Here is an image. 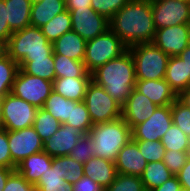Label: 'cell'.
I'll list each match as a JSON object with an SVG mask.
<instances>
[{"instance_id": "8992f818", "label": "cell", "mask_w": 190, "mask_h": 191, "mask_svg": "<svg viewBox=\"0 0 190 191\" xmlns=\"http://www.w3.org/2000/svg\"><path fill=\"white\" fill-rule=\"evenodd\" d=\"M127 50L126 45L109 28L94 39L87 40L84 65L88 73L103 66L109 60L119 57Z\"/></svg>"}, {"instance_id": "681fc988", "label": "cell", "mask_w": 190, "mask_h": 191, "mask_svg": "<svg viewBox=\"0 0 190 191\" xmlns=\"http://www.w3.org/2000/svg\"><path fill=\"white\" fill-rule=\"evenodd\" d=\"M66 10L92 9L91 0H65Z\"/></svg>"}, {"instance_id": "44dd1931", "label": "cell", "mask_w": 190, "mask_h": 191, "mask_svg": "<svg viewBox=\"0 0 190 191\" xmlns=\"http://www.w3.org/2000/svg\"><path fill=\"white\" fill-rule=\"evenodd\" d=\"M86 42L80 35L71 30L52 43L53 52L54 54L65 55L76 61H83Z\"/></svg>"}, {"instance_id": "11a10c76", "label": "cell", "mask_w": 190, "mask_h": 191, "mask_svg": "<svg viewBox=\"0 0 190 191\" xmlns=\"http://www.w3.org/2000/svg\"><path fill=\"white\" fill-rule=\"evenodd\" d=\"M2 101L3 98L0 97V129L4 128L3 116H2Z\"/></svg>"}, {"instance_id": "836d02e7", "label": "cell", "mask_w": 190, "mask_h": 191, "mask_svg": "<svg viewBox=\"0 0 190 191\" xmlns=\"http://www.w3.org/2000/svg\"><path fill=\"white\" fill-rule=\"evenodd\" d=\"M19 70V64L7 54L0 59V97L11 93V89Z\"/></svg>"}, {"instance_id": "8d00e7d4", "label": "cell", "mask_w": 190, "mask_h": 191, "mask_svg": "<svg viewBox=\"0 0 190 191\" xmlns=\"http://www.w3.org/2000/svg\"><path fill=\"white\" fill-rule=\"evenodd\" d=\"M145 187L140 176L116 174L114 181L105 191H144Z\"/></svg>"}, {"instance_id": "4fadbf2b", "label": "cell", "mask_w": 190, "mask_h": 191, "mask_svg": "<svg viewBox=\"0 0 190 191\" xmlns=\"http://www.w3.org/2000/svg\"><path fill=\"white\" fill-rule=\"evenodd\" d=\"M72 20V31L84 40L94 39L109 29V20L93 9L68 10Z\"/></svg>"}, {"instance_id": "9f6ffc18", "label": "cell", "mask_w": 190, "mask_h": 191, "mask_svg": "<svg viewBox=\"0 0 190 191\" xmlns=\"http://www.w3.org/2000/svg\"><path fill=\"white\" fill-rule=\"evenodd\" d=\"M33 191H42V190L38 188L36 185H33Z\"/></svg>"}, {"instance_id": "816d5d0a", "label": "cell", "mask_w": 190, "mask_h": 191, "mask_svg": "<svg viewBox=\"0 0 190 191\" xmlns=\"http://www.w3.org/2000/svg\"><path fill=\"white\" fill-rule=\"evenodd\" d=\"M16 169L0 167V191L6 186L9 175Z\"/></svg>"}, {"instance_id": "db71d44e", "label": "cell", "mask_w": 190, "mask_h": 191, "mask_svg": "<svg viewBox=\"0 0 190 191\" xmlns=\"http://www.w3.org/2000/svg\"><path fill=\"white\" fill-rule=\"evenodd\" d=\"M7 54L6 43L0 41V59L3 58Z\"/></svg>"}, {"instance_id": "d6a6232c", "label": "cell", "mask_w": 190, "mask_h": 191, "mask_svg": "<svg viewBox=\"0 0 190 191\" xmlns=\"http://www.w3.org/2000/svg\"><path fill=\"white\" fill-rule=\"evenodd\" d=\"M65 124L79 129L83 134L89 133L93 123L84 101L76 102L71 100L70 118L67 119Z\"/></svg>"}, {"instance_id": "74e56055", "label": "cell", "mask_w": 190, "mask_h": 191, "mask_svg": "<svg viewBox=\"0 0 190 191\" xmlns=\"http://www.w3.org/2000/svg\"><path fill=\"white\" fill-rule=\"evenodd\" d=\"M138 144V148L145 158L147 163L163 161L164 153L166 149L162 145L161 141H151V140H134Z\"/></svg>"}, {"instance_id": "ba28073f", "label": "cell", "mask_w": 190, "mask_h": 191, "mask_svg": "<svg viewBox=\"0 0 190 191\" xmlns=\"http://www.w3.org/2000/svg\"><path fill=\"white\" fill-rule=\"evenodd\" d=\"M53 91V82L24 73L20 68L16 74L11 93L37 108H42Z\"/></svg>"}, {"instance_id": "f35d334b", "label": "cell", "mask_w": 190, "mask_h": 191, "mask_svg": "<svg viewBox=\"0 0 190 191\" xmlns=\"http://www.w3.org/2000/svg\"><path fill=\"white\" fill-rule=\"evenodd\" d=\"M171 115L173 124L190 138V109L176 99L171 105Z\"/></svg>"}, {"instance_id": "f6af8a7d", "label": "cell", "mask_w": 190, "mask_h": 191, "mask_svg": "<svg viewBox=\"0 0 190 191\" xmlns=\"http://www.w3.org/2000/svg\"><path fill=\"white\" fill-rule=\"evenodd\" d=\"M13 31L9 28L6 21V5L5 0H0V41L7 43Z\"/></svg>"}, {"instance_id": "d4e9b609", "label": "cell", "mask_w": 190, "mask_h": 191, "mask_svg": "<svg viewBox=\"0 0 190 191\" xmlns=\"http://www.w3.org/2000/svg\"><path fill=\"white\" fill-rule=\"evenodd\" d=\"M164 79L177 96L188 88L187 68L179 56L169 58Z\"/></svg>"}, {"instance_id": "83f0119b", "label": "cell", "mask_w": 190, "mask_h": 191, "mask_svg": "<svg viewBox=\"0 0 190 191\" xmlns=\"http://www.w3.org/2000/svg\"><path fill=\"white\" fill-rule=\"evenodd\" d=\"M174 174L166 167L163 161L147 163L140 176L145 190H153L169 180Z\"/></svg>"}, {"instance_id": "6da1fadb", "label": "cell", "mask_w": 190, "mask_h": 191, "mask_svg": "<svg viewBox=\"0 0 190 191\" xmlns=\"http://www.w3.org/2000/svg\"><path fill=\"white\" fill-rule=\"evenodd\" d=\"M109 28L127 48L136 44L153 42L156 28L151 1L130 0L109 20Z\"/></svg>"}, {"instance_id": "4316f807", "label": "cell", "mask_w": 190, "mask_h": 191, "mask_svg": "<svg viewBox=\"0 0 190 191\" xmlns=\"http://www.w3.org/2000/svg\"><path fill=\"white\" fill-rule=\"evenodd\" d=\"M54 70L56 78H91L83 61H76L65 55L54 54Z\"/></svg>"}, {"instance_id": "f546056e", "label": "cell", "mask_w": 190, "mask_h": 191, "mask_svg": "<svg viewBox=\"0 0 190 191\" xmlns=\"http://www.w3.org/2000/svg\"><path fill=\"white\" fill-rule=\"evenodd\" d=\"M43 35L53 43L66 32L72 30L71 15L68 10L57 14L52 20L41 27Z\"/></svg>"}, {"instance_id": "b9f144b4", "label": "cell", "mask_w": 190, "mask_h": 191, "mask_svg": "<svg viewBox=\"0 0 190 191\" xmlns=\"http://www.w3.org/2000/svg\"><path fill=\"white\" fill-rule=\"evenodd\" d=\"M188 160L187 151L166 150L163 163L176 175Z\"/></svg>"}, {"instance_id": "1f68e13d", "label": "cell", "mask_w": 190, "mask_h": 191, "mask_svg": "<svg viewBox=\"0 0 190 191\" xmlns=\"http://www.w3.org/2000/svg\"><path fill=\"white\" fill-rule=\"evenodd\" d=\"M61 123L55 119L48 111L43 108H38L36 118L33 123V127L37 134L41 137L42 141L45 142L53 134L58 131Z\"/></svg>"}, {"instance_id": "ab89813d", "label": "cell", "mask_w": 190, "mask_h": 191, "mask_svg": "<svg viewBox=\"0 0 190 191\" xmlns=\"http://www.w3.org/2000/svg\"><path fill=\"white\" fill-rule=\"evenodd\" d=\"M75 161L85 164L95 156L94 145L88 134H83L69 154Z\"/></svg>"}, {"instance_id": "7402d4cb", "label": "cell", "mask_w": 190, "mask_h": 191, "mask_svg": "<svg viewBox=\"0 0 190 191\" xmlns=\"http://www.w3.org/2000/svg\"><path fill=\"white\" fill-rule=\"evenodd\" d=\"M6 21L15 32L30 26L32 3L30 0H5Z\"/></svg>"}, {"instance_id": "f907efd6", "label": "cell", "mask_w": 190, "mask_h": 191, "mask_svg": "<svg viewBox=\"0 0 190 191\" xmlns=\"http://www.w3.org/2000/svg\"><path fill=\"white\" fill-rule=\"evenodd\" d=\"M184 62L187 68L188 75V87L190 86V45L187 46L179 55Z\"/></svg>"}, {"instance_id": "e575fe53", "label": "cell", "mask_w": 190, "mask_h": 191, "mask_svg": "<svg viewBox=\"0 0 190 191\" xmlns=\"http://www.w3.org/2000/svg\"><path fill=\"white\" fill-rule=\"evenodd\" d=\"M160 141L166 150L187 151L190 146V138L173 123Z\"/></svg>"}, {"instance_id": "7bdbcfd3", "label": "cell", "mask_w": 190, "mask_h": 191, "mask_svg": "<svg viewBox=\"0 0 190 191\" xmlns=\"http://www.w3.org/2000/svg\"><path fill=\"white\" fill-rule=\"evenodd\" d=\"M2 191H33V184L28 183L17 170H14Z\"/></svg>"}, {"instance_id": "cb8c5ba5", "label": "cell", "mask_w": 190, "mask_h": 191, "mask_svg": "<svg viewBox=\"0 0 190 191\" xmlns=\"http://www.w3.org/2000/svg\"><path fill=\"white\" fill-rule=\"evenodd\" d=\"M65 10V0H43L34 3L31 7L30 25L41 28Z\"/></svg>"}, {"instance_id": "5b68a950", "label": "cell", "mask_w": 190, "mask_h": 191, "mask_svg": "<svg viewBox=\"0 0 190 191\" xmlns=\"http://www.w3.org/2000/svg\"><path fill=\"white\" fill-rule=\"evenodd\" d=\"M135 64L136 80L164 79L170 56L153 42L136 44L127 48Z\"/></svg>"}, {"instance_id": "7c38bea8", "label": "cell", "mask_w": 190, "mask_h": 191, "mask_svg": "<svg viewBox=\"0 0 190 191\" xmlns=\"http://www.w3.org/2000/svg\"><path fill=\"white\" fill-rule=\"evenodd\" d=\"M172 123L171 105L158 106L146 121L131 129L132 140H161Z\"/></svg>"}, {"instance_id": "6f0895ef", "label": "cell", "mask_w": 190, "mask_h": 191, "mask_svg": "<svg viewBox=\"0 0 190 191\" xmlns=\"http://www.w3.org/2000/svg\"><path fill=\"white\" fill-rule=\"evenodd\" d=\"M187 157H188V159H190V146H189V148L187 149Z\"/></svg>"}, {"instance_id": "9a60e30c", "label": "cell", "mask_w": 190, "mask_h": 191, "mask_svg": "<svg viewBox=\"0 0 190 191\" xmlns=\"http://www.w3.org/2000/svg\"><path fill=\"white\" fill-rule=\"evenodd\" d=\"M157 107L147 96L134 88L122 105L121 117L132 129L135 125L146 121Z\"/></svg>"}, {"instance_id": "277c9868", "label": "cell", "mask_w": 190, "mask_h": 191, "mask_svg": "<svg viewBox=\"0 0 190 191\" xmlns=\"http://www.w3.org/2000/svg\"><path fill=\"white\" fill-rule=\"evenodd\" d=\"M6 50L17 63L23 58L54 57L53 44L43 35L41 28L31 25L13 32L6 43Z\"/></svg>"}, {"instance_id": "2e32d148", "label": "cell", "mask_w": 190, "mask_h": 191, "mask_svg": "<svg viewBox=\"0 0 190 191\" xmlns=\"http://www.w3.org/2000/svg\"><path fill=\"white\" fill-rule=\"evenodd\" d=\"M82 135L79 129L61 124L58 131L43 142V151L51 157L69 155Z\"/></svg>"}, {"instance_id": "f5cc1de1", "label": "cell", "mask_w": 190, "mask_h": 191, "mask_svg": "<svg viewBox=\"0 0 190 191\" xmlns=\"http://www.w3.org/2000/svg\"><path fill=\"white\" fill-rule=\"evenodd\" d=\"M177 99L184 104L187 108L190 109V86L185 89L183 92H181L178 96Z\"/></svg>"}, {"instance_id": "8fae6325", "label": "cell", "mask_w": 190, "mask_h": 191, "mask_svg": "<svg viewBox=\"0 0 190 191\" xmlns=\"http://www.w3.org/2000/svg\"><path fill=\"white\" fill-rule=\"evenodd\" d=\"M8 144L12 158V169L28 156L43 151V141L34 127L8 131Z\"/></svg>"}, {"instance_id": "52a82bcc", "label": "cell", "mask_w": 190, "mask_h": 191, "mask_svg": "<svg viewBox=\"0 0 190 191\" xmlns=\"http://www.w3.org/2000/svg\"><path fill=\"white\" fill-rule=\"evenodd\" d=\"M84 102L93 125L121 118L122 105L93 81L87 86Z\"/></svg>"}, {"instance_id": "680465c9", "label": "cell", "mask_w": 190, "mask_h": 191, "mask_svg": "<svg viewBox=\"0 0 190 191\" xmlns=\"http://www.w3.org/2000/svg\"><path fill=\"white\" fill-rule=\"evenodd\" d=\"M32 4L43 1V0H30Z\"/></svg>"}, {"instance_id": "7a4b0ae2", "label": "cell", "mask_w": 190, "mask_h": 191, "mask_svg": "<svg viewBox=\"0 0 190 191\" xmlns=\"http://www.w3.org/2000/svg\"><path fill=\"white\" fill-rule=\"evenodd\" d=\"M91 81L123 105L135 88V64L127 49L119 57L109 60L91 73Z\"/></svg>"}, {"instance_id": "9c48e42d", "label": "cell", "mask_w": 190, "mask_h": 191, "mask_svg": "<svg viewBox=\"0 0 190 191\" xmlns=\"http://www.w3.org/2000/svg\"><path fill=\"white\" fill-rule=\"evenodd\" d=\"M38 108L9 93L3 97L2 116L4 129L14 131L33 126Z\"/></svg>"}, {"instance_id": "e0dca14e", "label": "cell", "mask_w": 190, "mask_h": 191, "mask_svg": "<svg viewBox=\"0 0 190 191\" xmlns=\"http://www.w3.org/2000/svg\"><path fill=\"white\" fill-rule=\"evenodd\" d=\"M114 164L118 174L141 176L147 165V161L142 156L138 144L131 139L119 151Z\"/></svg>"}, {"instance_id": "ee69618b", "label": "cell", "mask_w": 190, "mask_h": 191, "mask_svg": "<svg viewBox=\"0 0 190 191\" xmlns=\"http://www.w3.org/2000/svg\"><path fill=\"white\" fill-rule=\"evenodd\" d=\"M0 167L12 168V158L8 144V131L0 129Z\"/></svg>"}, {"instance_id": "60d3db41", "label": "cell", "mask_w": 190, "mask_h": 191, "mask_svg": "<svg viewBox=\"0 0 190 191\" xmlns=\"http://www.w3.org/2000/svg\"><path fill=\"white\" fill-rule=\"evenodd\" d=\"M130 0H91V8L98 14L110 20L113 15L120 11Z\"/></svg>"}, {"instance_id": "d6986e66", "label": "cell", "mask_w": 190, "mask_h": 191, "mask_svg": "<svg viewBox=\"0 0 190 191\" xmlns=\"http://www.w3.org/2000/svg\"><path fill=\"white\" fill-rule=\"evenodd\" d=\"M53 157L49 156L44 151L32 154L21 161L16 170L23 178L33 185H36L42 174L46 172L52 164Z\"/></svg>"}, {"instance_id": "30bf717a", "label": "cell", "mask_w": 190, "mask_h": 191, "mask_svg": "<svg viewBox=\"0 0 190 191\" xmlns=\"http://www.w3.org/2000/svg\"><path fill=\"white\" fill-rule=\"evenodd\" d=\"M156 30L190 23V4L183 0L151 1Z\"/></svg>"}, {"instance_id": "f1b7e54d", "label": "cell", "mask_w": 190, "mask_h": 191, "mask_svg": "<svg viewBox=\"0 0 190 191\" xmlns=\"http://www.w3.org/2000/svg\"><path fill=\"white\" fill-rule=\"evenodd\" d=\"M36 186L42 191H73V185L57 171V157H53L51 167L42 174Z\"/></svg>"}, {"instance_id": "d590c367", "label": "cell", "mask_w": 190, "mask_h": 191, "mask_svg": "<svg viewBox=\"0 0 190 191\" xmlns=\"http://www.w3.org/2000/svg\"><path fill=\"white\" fill-rule=\"evenodd\" d=\"M57 171L71 184L84 176L83 164L75 161L70 155L57 157Z\"/></svg>"}, {"instance_id": "4dcf8cb0", "label": "cell", "mask_w": 190, "mask_h": 191, "mask_svg": "<svg viewBox=\"0 0 190 191\" xmlns=\"http://www.w3.org/2000/svg\"><path fill=\"white\" fill-rule=\"evenodd\" d=\"M42 108L59 120L61 124H65L67 119L70 118L71 100L52 91Z\"/></svg>"}, {"instance_id": "603a6c76", "label": "cell", "mask_w": 190, "mask_h": 191, "mask_svg": "<svg viewBox=\"0 0 190 191\" xmlns=\"http://www.w3.org/2000/svg\"><path fill=\"white\" fill-rule=\"evenodd\" d=\"M91 78L62 77L53 80V91L68 100L84 101L85 93Z\"/></svg>"}, {"instance_id": "ffe728a7", "label": "cell", "mask_w": 190, "mask_h": 191, "mask_svg": "<svg viewBox=\"0 0 190 191\" xmlns=\"http://www.w3.org/2000/svg\"><path fill=\"white\" fill-rule=\"evenodd\" d=\"M84 176L89 177L103 188H107L116 177L113 161L94 156L83 164Z\"/></svg>"}, {"instance_id": "c3c4849f", "label": "cell", "mask_w": 190, "mask_h": 191, "mask_svg": "<svg viewBox=\"0 0 190 191\" xmlns=\"http://www.w3.org/2000/svg\"><path fill=\"white\" fill-rule=\"evenodd\" d=\"M181 189L182 188L178 177L174 175L169 180L164 182L161 186L156 187L152 191H179Z\"/></svg>"}, {"instance_id": "ac0fdd59", "label": "cell", "mask_w": 190, "mask_h": 191, "mask_svg": "<svg viewBox=\"0 0 190 191\" xmlns=\"http://www.w3.org/2000/svg\"><path fill=\"white\" fill-rule=\"evenodd\" d=\"M135 89L147 96L157 106L172 105L177 95L165 79L136 80Z\"/></svg>"}, {"instance_id": "484cf974", "label": "cell", "mask_w": 190, "mask_h": 191, "mask_svg": "<svg viewBox=\"0 0 190 191\" xmlns=\"http://www.w3.org/2000/svg\"><path fill=\"white\" fill-rule=\"evenodd\" d=\"M19 68L28 75H34L53 82L56 78L54 70V57L23 58Z\"/></svg>"}, {"instance_id": "7dc6e473", "label": "cell", "mask_w": 190, "mask_h": 191, "mask_svg": "<svg viewBox=\"0 0 190 191\" xmlns=\"http://www.w3.org/2000/svg\"><path fill=\"white\" fill-rule=\"evenodd\" d=\"M176 176L181 184V188L185 191H190V159L187 160Z\"/></svg>"}, {"instance_id": "5bb4252c", "label": "cell", "mask_w": 190, "mask_h": 191, "mask_svg": "<svg viewBox=\"0 0 190 191\" xmlns=\"http://www.w3.org/2000/svg\"><path fill=\"white\" fill-rule=\"evenodd\" d=\"M153 43L170 57L178 56L190 45L188 24H179L156 30Z\"/></svg>"}, {"instance_id": "3957f363", "label": "cell", "mask_w": 190, "mask_h": 191, "mask_svg": "<svg viewBox=\"0 0 190 191\" xmlns=\"http://www.w3.org/2000/svg\"><path fill=\"white\" fill-rule=\"evenodd\" d=\"M88 135L93 142L95 156L113 162L119 151L132 139L131 127L122 117L94 124Z\"/></svg>"}, {"instance_id": "91938a15", "label": "cell", "mask_w": 190, "mask_h": 191, "mask_svg": "<svg viewBox=\"0 0 190 191\" xmlns=\"http://www.w3.org/2000/svg\"><path fill=\"white\" fill-rule=\"evenodd\" d=\"M189 27V42H190V23L188 24Z\"/></svg>"}, {"instance_id": "bcb514c9", "label": "cell", "mask_w": 190, "mask_h": 191, "mask_svg": "<svg viewBox=\"0 0 190 191\" xmlns=\"http://www.w3.org/2000/svg\"><path fill=\"white\" fill-rule=\"evenodd\" d=\"M72 185L73 191H105V188L86 176H83Z\"/></svg>"}]
</instances>
